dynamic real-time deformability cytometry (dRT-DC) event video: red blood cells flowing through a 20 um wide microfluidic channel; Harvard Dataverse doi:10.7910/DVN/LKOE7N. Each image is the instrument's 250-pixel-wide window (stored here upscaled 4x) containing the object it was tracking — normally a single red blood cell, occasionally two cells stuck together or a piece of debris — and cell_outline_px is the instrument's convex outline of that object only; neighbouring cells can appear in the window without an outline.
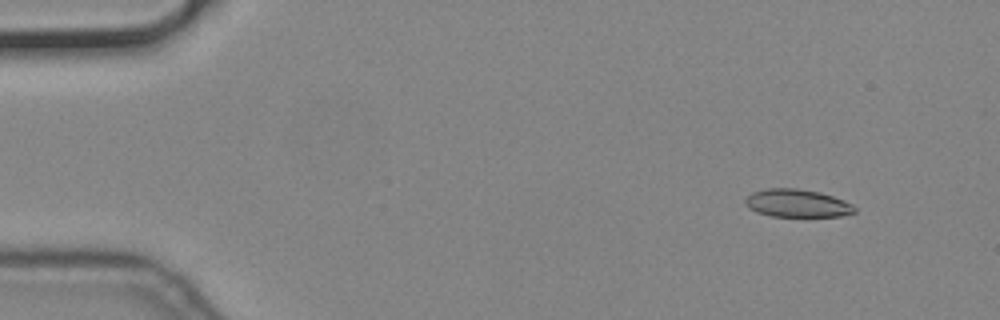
{"species": "common noctule bat (a hibernating species)", "species_latin": "Nyctalus noctula", "temperature_condition": "cold", "stored_images_in_passage": 5, "camera_frame_rate_fps": 3000, "um_per_image_px": 0.085, "animal": {"sex": "male", "body_mass_g": 19.2, "forearm_length_mm": 51.8}, "frame": {"image": 1, "passage_image": 2, "time_ms": 0.333, "image_size_px": [1000, 320], "cell_outline_px": [[856, 212], [840, 216], [772, 216], [756, 212], [748, 208], [744, 204], [744, 200], [752, 192], [768, 188], [796, 188], [820, 192], [844, 200], [852, 204], [856, 208]], "centroid_in_image_um": [67.74, 17.27], "position_along_channel_um": 17.3, "area_um2": 17.8}}
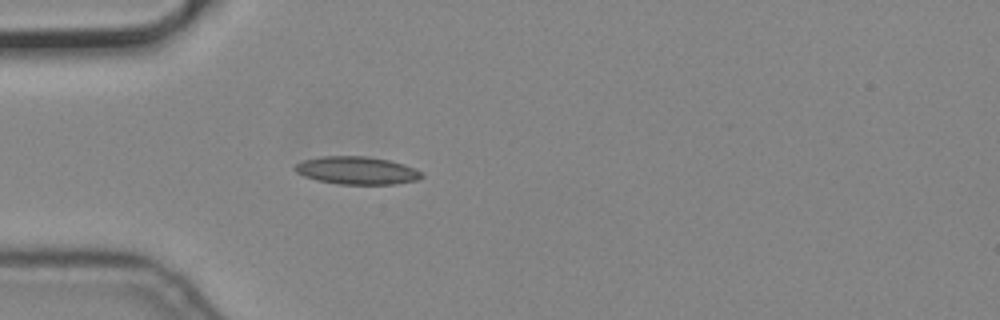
{"frame": {"image": 2, "passage_image": 5, "time_ms": 1.333, "image_size_px": [1000, 320], "cell_outline_px": [[424, 176], [416, 180], [396, 184], [340, 184], [320, 180], [304, 176], [296, 172], [292, 168], [296, 164], [304, 160], [324, 156], [368, 156], [388, 160], [404, 164], [420, 172]], "centroid_in_image_um": [30.32, 14.48], "position_along_channel_um": 54.7, "area_um2": 20.29}}